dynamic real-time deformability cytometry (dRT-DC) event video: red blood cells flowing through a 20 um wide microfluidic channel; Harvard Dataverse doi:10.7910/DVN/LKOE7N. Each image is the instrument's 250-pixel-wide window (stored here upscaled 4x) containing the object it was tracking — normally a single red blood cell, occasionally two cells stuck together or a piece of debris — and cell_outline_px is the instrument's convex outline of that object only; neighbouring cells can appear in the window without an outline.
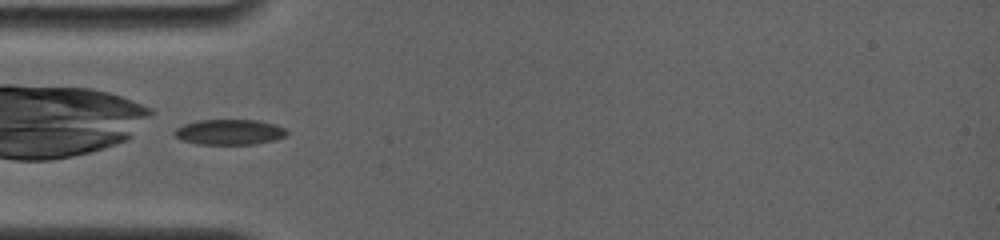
{"species": "common noctule bat (a hibernating species)", "species_latin": "Nyctalus noctula", "temperature_condition": "room temperature", "stored_images_in_passage": 4, "camera_frame_rate_fps": 4000, "um_per_image_px": 0.085, "animal": {"sex": "female", "body_mass_g": 19.0, "forearm_length_mm": 56.7}, "frame": {"image": 1, "passage_image": 1, "time_ms": 0.0, "image_size_px": [1000, 240], "cell_outline_px": [[288, 132], [284, 136], [272, 140], [256, 144], [196, 144], [180, 140], [172, 132], [176, 128], [184, 124], [196, 120], [256, 120], [276, 124], [284, 128]], "centroid_in_image_um": [19.46, 11.22], "position_along_channel_um": 65.5, "area_um2": 16.65}}
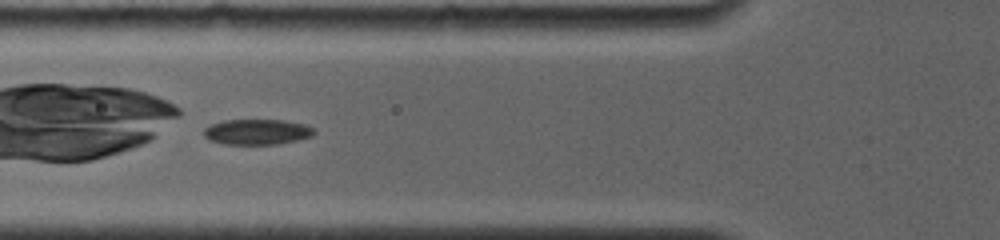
{"frame": {"image": 2, "passage_image": 2, "time_ms": 1.0, "image_size_px": [1000, 240], "cell_outline_px": [[316, 132], [312, 136], [296, 140], [276, 144], [224, 144], [208, 140], [204, 136], [204, 128], [212, 124], [224, 120], [284, 120], [304, 124], [312, 128]], "centroid_in_image_um": [21.83, 11.21], "position_along_channel_um": 104.0, "area_um2": 16.3}}
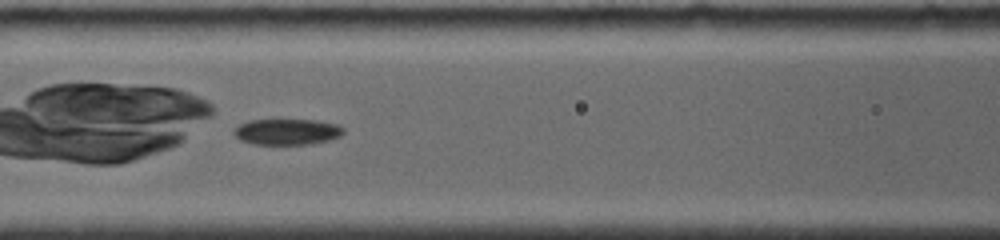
{"frame": {"image": 3, "passage_image": 3, "time_ms": 2.0, "image_size_px": [1000, 240], "cell_outline_px": [[344, 132], [340, 136], [328, 140], [308, 144], [252, 144], [240, 140], [232, 132], [240, 124], [248, 120], [316, 120], [336, 124], [344, 128]], "centroid_in_image_um": [24.39, 11.2], "position_along_channel_um": 142.2, "area_um2": 16.47}}